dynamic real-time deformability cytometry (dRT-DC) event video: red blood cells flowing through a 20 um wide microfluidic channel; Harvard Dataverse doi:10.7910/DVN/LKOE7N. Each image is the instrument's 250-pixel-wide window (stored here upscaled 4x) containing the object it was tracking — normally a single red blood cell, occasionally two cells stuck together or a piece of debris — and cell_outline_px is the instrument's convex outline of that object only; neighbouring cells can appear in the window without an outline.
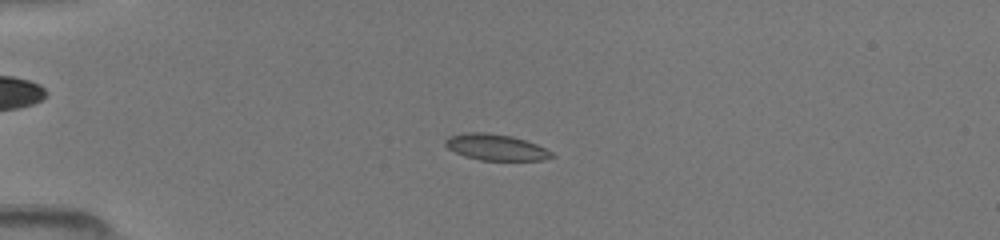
{"species": "common noctule bat (a hibernating species)", "species_latin": "Nyctalus noctula", "temperature_condition": "room temperature", "stored_images_in_passage": 49, "camera_frame_rate_fps": 3000, "um_per_image_px": 0.085, "animal": {"sex": "female", "body_mass_g": 19.5, "forearm_length_mm": 54.1}, "frame": {"image": 1, "passage_image": 13, "time_ms": 4.0, "image_size_px": [1000, 240], "cell_outline_px": [[556, 156], [544, 160], [480, 160], [464, 156], [448, 148], [444, 144], [444, 140], [448, 136], [464, 132], [488, 132], [512, 136], [536, 144], [552, 152]], "centroid_in_image_um": [42.12, 12.51], "position_along_channel_um": 42.9, "area_um2": 16.3}}
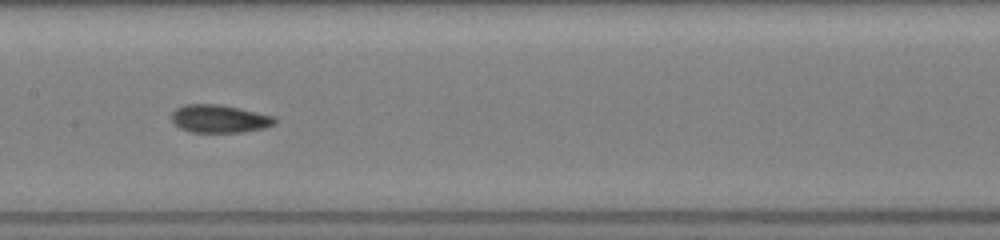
{"frame": {"image": 2, "passage_image": 26, "time_ms": 8.333, "image_size_px": [1000, 240], "cell_outline_px": [[276, 124], [264, 128], [244, 132], [192, 132], [180, 128], [172, 120], [172, 112], [176, 108], [184, 104], [220, 104], [272, 116], [276, 120]], "centroid_in_image_um": [18.63, 10.09], "position_along_channel_um": 188.8, "area_um2": 16.65}}
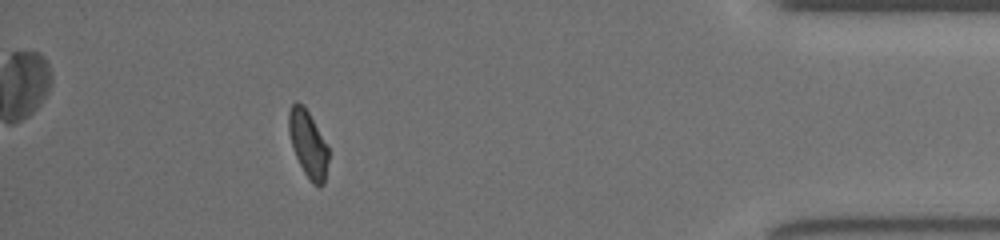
{"frame": {"image": 3, "passage_image": 45, "time_ms": 14.667, "image_size_px": [1000, 240], "cell_outline_px": [[328, 160], [324, 184], [320, 188], [316, 188], [312, 184], [304, 172], [296, 156], [288, 132], [288, 112], [292, 104], [296, 100], [304, 104], [328, 148]], "centroid_in_image_um": [26.17, 12.25], "position_along_channel_um": 409.0, "area_um2": 15.43}}